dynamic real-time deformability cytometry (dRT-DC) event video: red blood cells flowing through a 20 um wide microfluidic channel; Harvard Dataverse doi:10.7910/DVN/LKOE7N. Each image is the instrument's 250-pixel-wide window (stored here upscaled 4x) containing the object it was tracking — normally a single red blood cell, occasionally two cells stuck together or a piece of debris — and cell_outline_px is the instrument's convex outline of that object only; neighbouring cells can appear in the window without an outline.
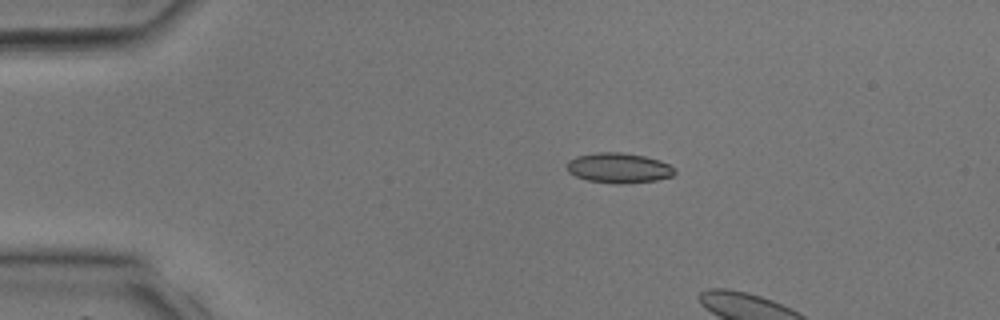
{"species": "common noctule bat (a hibernating species)", "species_latin": "Nyctalus noctula", "temperature_condition": "room temperature", "stored_images_in_passage": 4, "camera_frame_rate_fps": 3000, "um_per_image_px": 0.085, "animal": {"sex": "male", "body_mass_g": 17.9, "forearm_length_mm": 54.2}, "frame": {"image": 1, "passage_image": 1, "time_ms": 0.0, "image_size_px": [1000, 320], "cell_outline_px": [[676, 172], [672, 176], [656, 180], [620, 184], [616, 184], [588, 180], [576, 176], [568, 172], [568, 160], [576, 156], [596, 152], [624, 152], [644, 156], [660, 160], [676, 168]], "centroid_in_image_um": [52.61, 14.27], "position_along_channel_um": 32.4, "area_um2": 18.96}}